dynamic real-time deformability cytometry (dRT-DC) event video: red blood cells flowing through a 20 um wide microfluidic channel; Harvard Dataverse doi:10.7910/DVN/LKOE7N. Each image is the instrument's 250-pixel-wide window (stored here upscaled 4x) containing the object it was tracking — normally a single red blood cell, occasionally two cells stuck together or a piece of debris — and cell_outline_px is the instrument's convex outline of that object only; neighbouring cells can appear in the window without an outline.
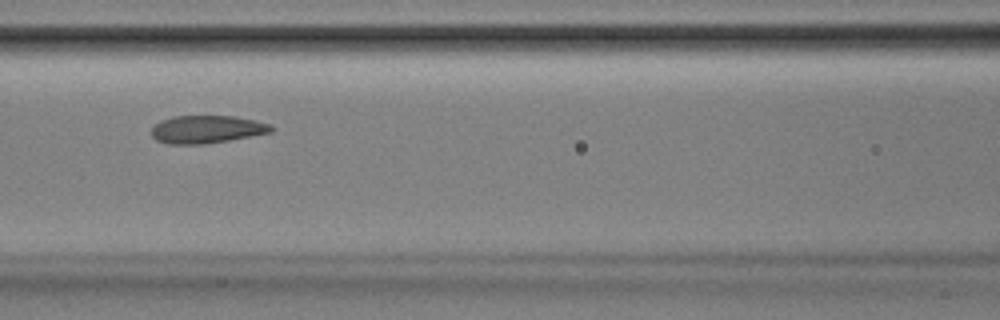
{"species": "Egyptian fruit bat (a non-hibernating species)", "species_latin": "Rousettus aegyptiacus", "temperature_condition": "room temperature", "stored_images_in_passage": 49, "camera_frame_rate_fps": 3000, "um_per_image_px": 0.085, "animal": {"sex": "male"}, "frame": {"image": 1, "passage_image": 20, "time_ms": 6.333, "image_size_px": [1000, 320], "cell_outline_px": [[276, 128], [272, 132], [228, 140], [204, 144], [168, 144], [156, 140], [152, 136], [152, 128], [160, 120], [172, 116], [236, 116], [256, 120], [272, 124]], "centroid_in_image_um": [17.6, 10.98], "position_along_channel_um": 149.0, "area_um2": 19.54}}
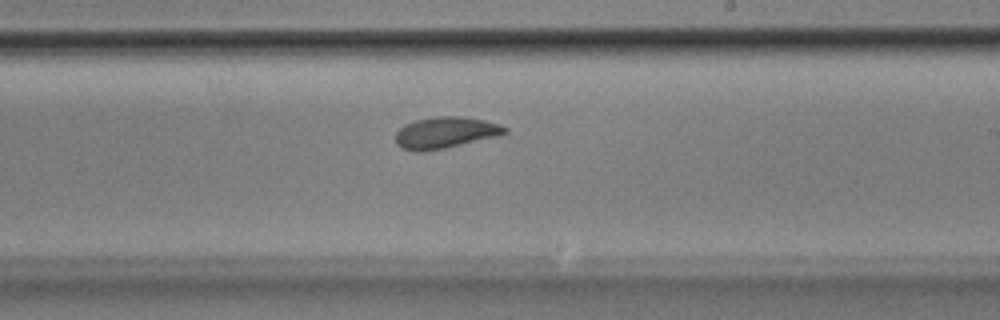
{"frame": {"image": 2, "passage_image": 28, "time_ms": 9.0, "image_size_px": [1000, 320], "cell_outline_px": [[508, 132], [504, 136], [424, 152], [416, 152], [400, 148], [396, 144], [396, 132], [404, 124], [416, 120], [432, 116], [464, 116], [484, 120], [500, 124], [508, 128]], "centroid_in_image_um": [37.9, 11.28], "position_along_channel_um": 251.1, "area_um2": 20.58}}
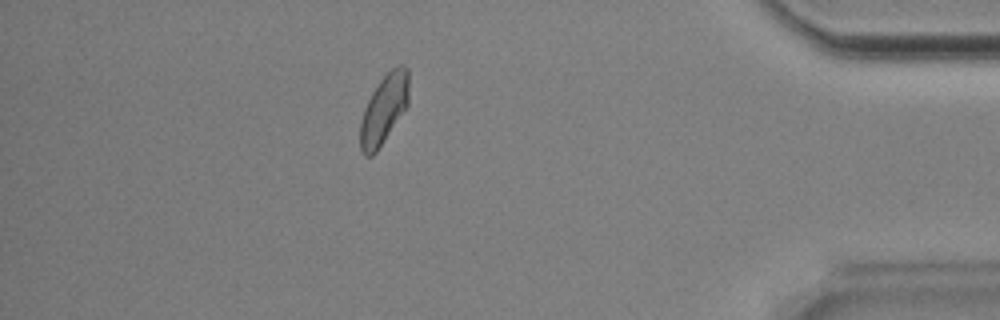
{"frame": {"image": 3, "passage_image": 43, "time_ms": 14.0, "image_size_px": [1000, 320], "cell_outline_px": [[408, 104], [376, 152], [372, 156], [364, 156], [360, 148], [360, 124], [364, 108], [372, 92], [380, 80], [392, 68], [400, 64], [404, 64], [408, 68]], "centroid_in_image_um": [32.62, 9.27], "position_along_channel_um": 402.6, "area_um2": 19.36}, "authors_computed_cell_mechanics": {"area_um2": 19.941, "velocity_mm_per_s": 3.847, "shape_relaxation_time_tau1_ms": 2.7093, "shape_relaxation_time_tau2_ms": 1.1424, "deformation_change_tau1": 0.1173, "deformation_change_tau2": 0.0711}}